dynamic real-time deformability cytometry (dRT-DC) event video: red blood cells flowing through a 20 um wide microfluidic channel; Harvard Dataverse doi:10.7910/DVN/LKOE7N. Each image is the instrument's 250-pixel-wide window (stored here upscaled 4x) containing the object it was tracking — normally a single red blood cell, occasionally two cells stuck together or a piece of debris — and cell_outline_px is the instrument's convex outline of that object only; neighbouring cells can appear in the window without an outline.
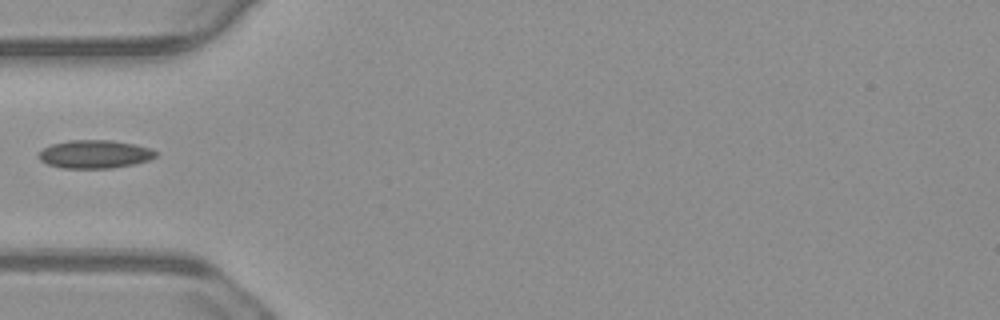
{"species": "common noctule bat (a hibernating species)", "species_latin": "Nyctalus noctula", "temperature_condition": "warm", "stored_images_in_passage": 23, "camera_frame_rate_fps": 3000, "um_per_image_px": 0.085, "animal": {"sex": "male", "body_mass_g": 23.1, "forearm_length_mm": 52.7}, "frame": {"image": 1, "passage_image": 1, "time_ms": 0.0, "image_size_px": [1000, 320], "cell_outline_px": [[156, 156], [148, 160], [132, 164], [112, 168], [60, 168], [48, 164], [40, 160], [36, 156], [44, 148], [52, 144], [68, 140], [112, 140], [132, 144], [148, 148], [156, 152]], "centroid_in_image_um": [8.0, 13.11], "position_along_channel_um": 77.0, "area_um2": 19.07}}
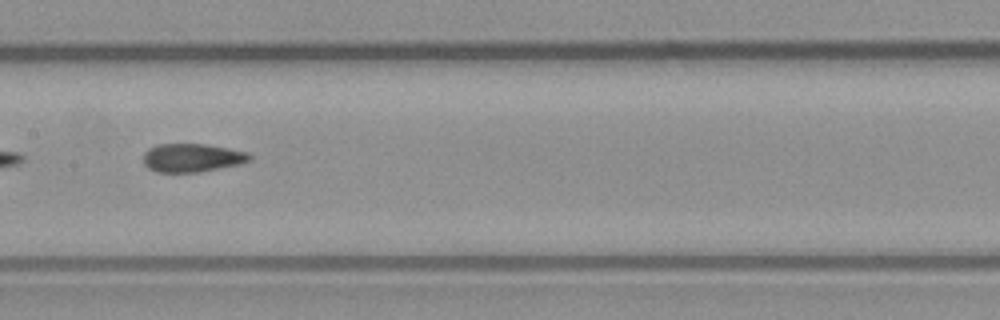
{"frame": {"image": 2, "passage_image": 10, "time_ms": 3.0, "image_size_px": [1000, 320], "cell_outline_px": [[252, 160], [240, 164], [200, 172], [156, 172], [148, 168], [144, 164], [144, 152], [148, 148], [156, 144], [204, 144], [228, 148], [248, 152], [252, 156]], "centroid_in_image_um": [16.33, 13.41], "position_along_channel_um": 191.1, "area_um2": 17.74}}
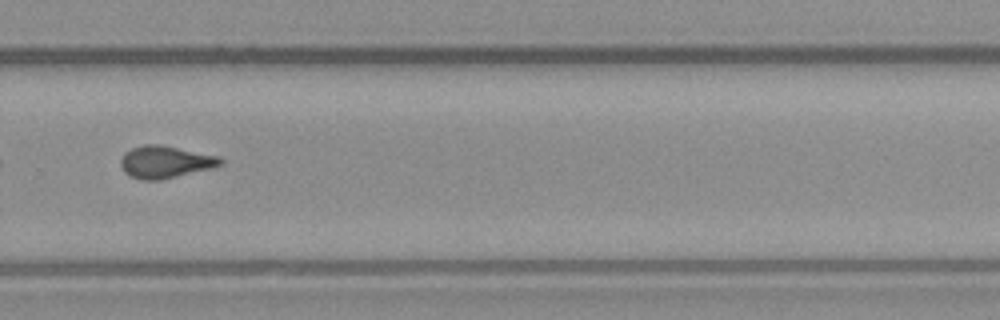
{"frame": {"image": 3, "passage_image": 20, "time_ms": 6.333, "image_size_px": [1000, 320], "cell_outline_px": [[224, 164], [216, 168], [160, 180], [144, 180], [132, 176], [124, 172], [120, 164], [120, 160], [124, 152], [132, 148], [144, 144], [160, 144], [220, 156], [224, 160]], "centroid_in_image_um": [14.11, 13.76], "position_along_channel_um": 315.7, "area_um2": 19.07}}